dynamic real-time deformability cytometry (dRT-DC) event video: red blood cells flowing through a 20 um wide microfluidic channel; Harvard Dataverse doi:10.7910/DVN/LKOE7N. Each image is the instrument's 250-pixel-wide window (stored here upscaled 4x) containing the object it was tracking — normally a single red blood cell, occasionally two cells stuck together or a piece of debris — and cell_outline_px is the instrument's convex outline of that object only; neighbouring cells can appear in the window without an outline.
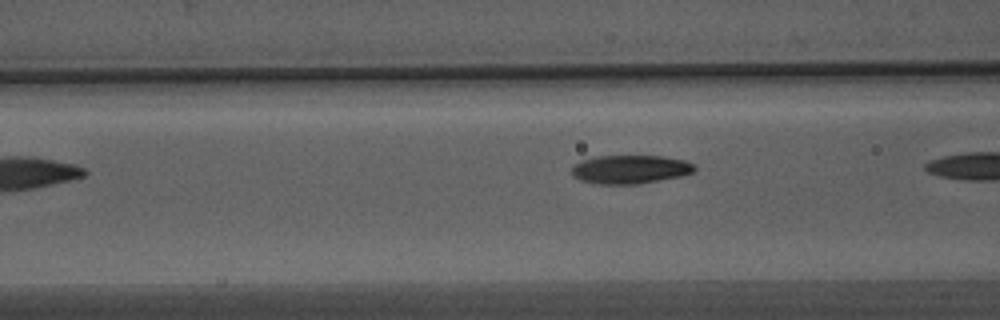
{"species": "Egyptian fruit bat (a non-hibernating species)", "species_latin": "Rousettus aegyptiacus", "temperature_condition": "warm", "stored_images_in_passage": 9, "camera_frame_rate_fps": 3000, "um_per_image_px": 0.085, "animal": {"sex": "male"}, "frame": {"image": 1, "passage_image": 7, "time_ms": 2.0, "image_size_px": [1000, 320], "cell_outline_px": [[696, 168], [692, 172], [680, 176], [636, 184], [596, 184], [580, 180], [572, 172], [572, 168], [576, 164], [584, 160], [596, 156], [660, 156], [684, 160], [692, 164]], "centroid_in_image_um": [53.56, 14.39], "position_along_channel_um": 113.0, "area_um2": 20.06}}